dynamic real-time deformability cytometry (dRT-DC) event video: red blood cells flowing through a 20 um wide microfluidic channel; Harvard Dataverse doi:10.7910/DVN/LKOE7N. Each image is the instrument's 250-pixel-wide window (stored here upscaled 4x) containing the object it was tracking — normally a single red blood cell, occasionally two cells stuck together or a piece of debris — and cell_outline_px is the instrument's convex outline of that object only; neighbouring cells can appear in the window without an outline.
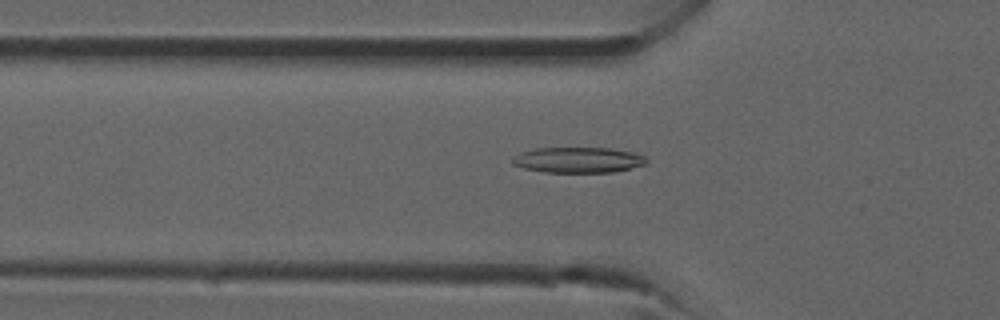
{"species": "common noctule bat (a hibernating species)", "species_latin": "Nyctalus noctula", "temperature_condition": "room temperature", "stored_images_in_passage": 35, "camera_frame_rate_fps": 3000, "um_per_image_px": 0.085, "animal": {"sex": "male", "forearm_length_mm": 52.5}, "frame": {"image": 1, "passage_image": 9, "time_ms": 2.667, "image_size_px": [1000, 320], "cell_outline_px": [[648, 160], [644, 164], [612, 172], [544, 172], [524, 168], [512, 164], [512, 160], [520, 152], [536, 148], [608, 148], [632, 152], [644, 156]], "centroid_in_image_um": [49.11, 13.59], "position_along_channel_um": 76.7, "area_um2": 19.71}}
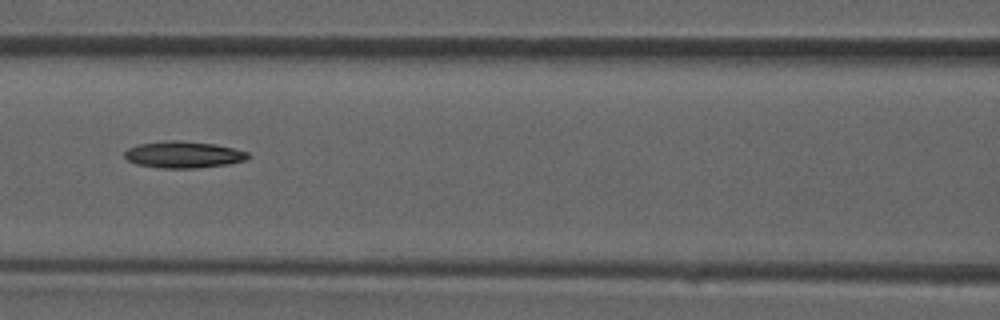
{"frame": {"image": 2, "passage_image": 13, "time_ms": 4.0, "image_size_px": [1000, 320], "cell_outline_px": [[248, 160], [228, 164], [196, 168], [160, 168], [136, 164], [128, 160], [124, 156], [124, 152], [128, 148], [140, 144], [168, 140], [180, 140], [216, 144], [248, 152]], "centroid_in_image_um": [15.59, 13.14], "position_along_channel_um": 151.0, "area_um2": 19.19}}
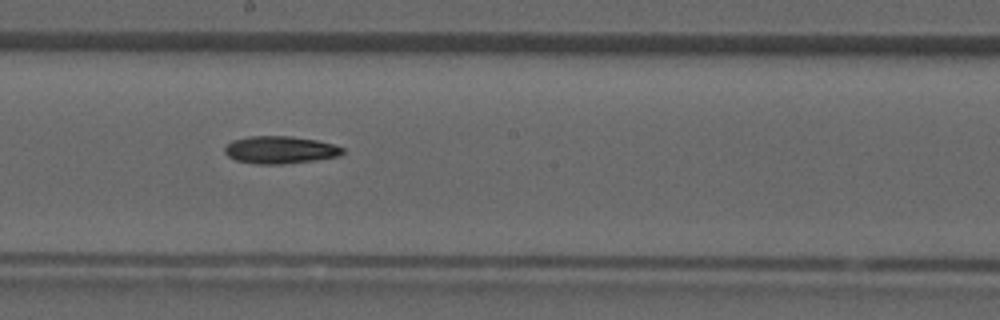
{"frame": {"image": 3, "passage_image": 17, "time_ms": 5.333, "image_size_px": [1000, 320], "cell_outline_px": [[344, 152], [340, 156], [312, 160], [280, 164], [256, 164], [236, 160], [228, 156], [224, 152], [224, 148], [232, 140], [248, 136], [292, 136], [316, 140], [332, 144], [344, 148]], "centroid_in_image_um": [23.79, 12.73], "position_along_channel_um": 224.4, "area_um2": 18.79}}